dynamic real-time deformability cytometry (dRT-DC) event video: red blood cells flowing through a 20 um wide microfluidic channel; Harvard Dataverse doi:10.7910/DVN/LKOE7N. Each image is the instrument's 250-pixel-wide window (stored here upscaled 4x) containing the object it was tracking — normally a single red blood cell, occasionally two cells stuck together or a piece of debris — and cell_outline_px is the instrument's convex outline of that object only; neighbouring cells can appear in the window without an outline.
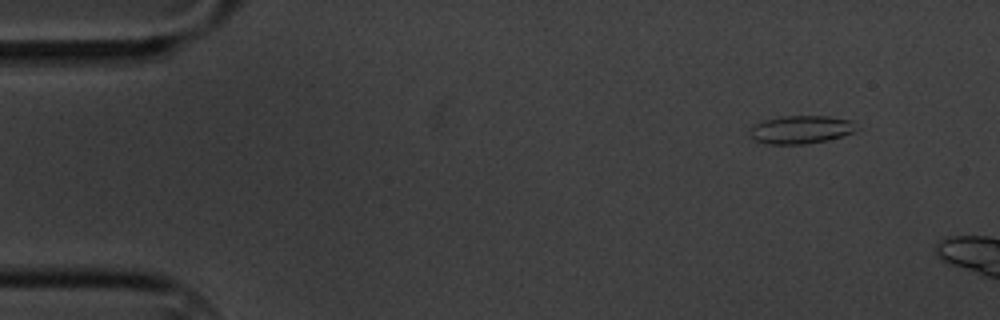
{"species": "common noctule bat (a hibernating species)", "species_latin": "Nyctalus noctula", "temperature_condition": "cold", "stored_images_in_passage": 3, "camera_frame_rate_fps": 3000, "um_per_image_px": 0.085, "animal": {"sex": "male", "body_mass_g": 20.1, "forearm_length_mm": 53.5}, "frame": {"image": 1, "passage_image": 1, "time_ms": 0.0, "image_size_px": [1000, 320], "cell_outline_px": [[860, 128], [852, 132], [828, 140], [804, 144], [768, 144], [752, 140], [752, 128], [756, 124], [764, 120], [780, 116], [828, 116], [852, 120]], "centroid_in_image_um": [68.11, 11.01], "position_along_channel_um": 16.9, "area_um2": 17.4}}